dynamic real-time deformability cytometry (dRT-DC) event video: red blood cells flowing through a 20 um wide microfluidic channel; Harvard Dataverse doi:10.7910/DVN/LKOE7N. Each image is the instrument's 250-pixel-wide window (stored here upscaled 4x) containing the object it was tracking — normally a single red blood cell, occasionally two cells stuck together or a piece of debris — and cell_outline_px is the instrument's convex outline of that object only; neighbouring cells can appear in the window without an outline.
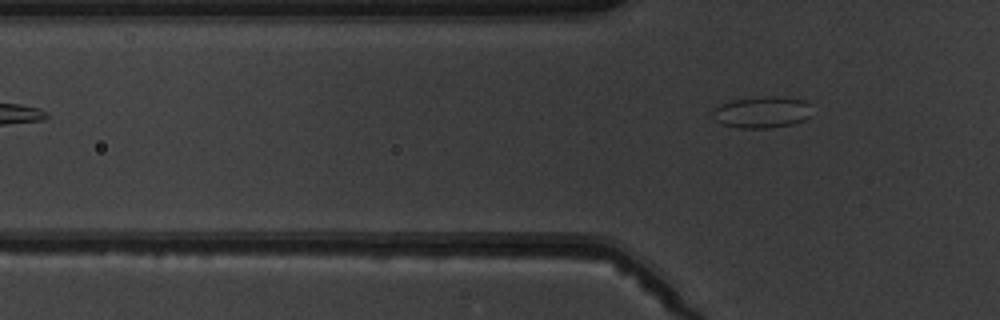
{"species": "common noctule bat (a hibernating species)", "species_latin": "Nyctalus noctula", "temperature_condition": "warm", "stored_images_in_passage": 5, "camera_frame_rate_fps": 3000, "um_per_image_px": 0.085, "animal": {"sex": "male", "body_mass_g": 19.5, "forearm_length_mm": 54.6}, "frame": {"image": 1, "passage_image": 5, "time_ms": 5.667, "image_size_px": [1000, 320], "cell_outline_px": [[808, 116], [804, 120], [792, 124], [772, 128], [740, 128], [724, 124], [716, 120], [712, 112], [712, 108], [720, 104], [732, 100], [764, 96], [776, 96], [804, 100], [808, 104]], "centroid_in_image_um": [64.72, 9.53], "position_along_channel_um": 61.1, "area_um2": 18.03}}